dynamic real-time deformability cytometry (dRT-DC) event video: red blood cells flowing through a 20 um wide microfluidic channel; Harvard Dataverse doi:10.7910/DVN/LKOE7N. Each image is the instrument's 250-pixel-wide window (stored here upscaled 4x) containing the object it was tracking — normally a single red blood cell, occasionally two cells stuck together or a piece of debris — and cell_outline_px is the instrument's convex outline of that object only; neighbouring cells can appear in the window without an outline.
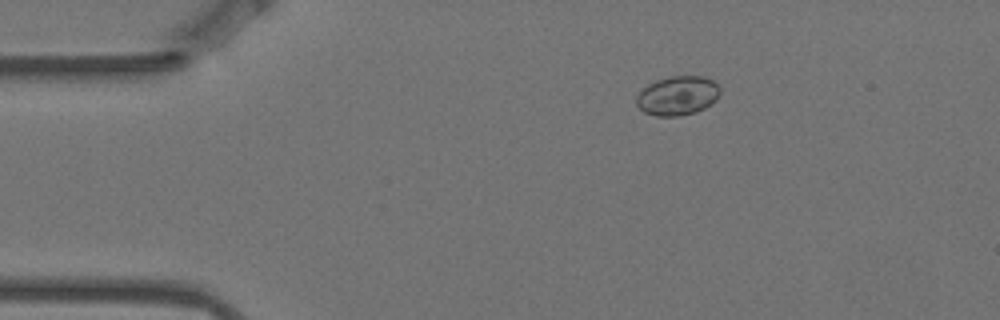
{"species": "Egyptian fruit bat (a non-hibernating species)", "species_latin": "Rousettus aegyptiacus", "temperature_condition": "warm", "stored_images_in_passage": 4, "camera_frame_rate_fps": 3000, "um_per_image_px": 0.085, "animal": {"sex": "female"}, "frame": {"image": 1, "passage_image": 2, "time_ms": 0.333, "image_size_px": [1000, 320], "cell_outline_px": [[720, 92], [716, 100], [704, 108], [696, 112], [680, 116], [656, 116], [644, 112], [636, 104], [636, 96], [648, 84], [656, 80], [668, 76], [704, 76], [712, 80], [720, 88]], "centroid_in_image_um": [57.59, 8.13], "position_along_channel_um": 27.4, "area_um2": 19.13}}
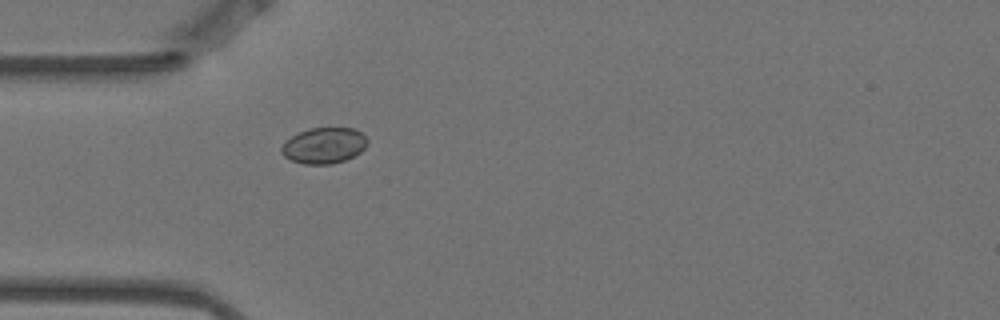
{"frame": {"image": 2, "passage_image": 4, "time_ms": 1.0, "image_size_px": [1000, 320], "cell_outline_px": [[368, 144], [360, 152], [344, 160], [332, 164], [304, 164], [292, 160], [284, 156], [280, 152], [280, 148], [292, 136], [308, 128], [356, 128], [368, 140]], "centroid_in_image_um": [27.55, 12.37], "position_along_channel_um": 57.5, "area_um2": 17.86}}